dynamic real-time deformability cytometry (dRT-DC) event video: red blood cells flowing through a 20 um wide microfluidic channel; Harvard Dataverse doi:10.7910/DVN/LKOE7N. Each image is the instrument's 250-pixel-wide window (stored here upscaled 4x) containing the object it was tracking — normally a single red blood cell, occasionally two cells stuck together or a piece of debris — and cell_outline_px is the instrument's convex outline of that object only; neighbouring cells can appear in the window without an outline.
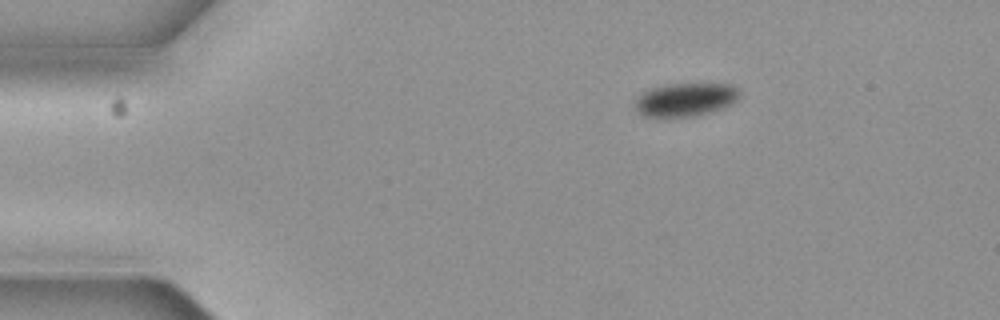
{"species": "common noctule bat (a hibernating species)", "species_latin": "Nyctalus noctula", "temperature_condition": "cold", "stored_images_in_passage": 3, "camera_frame_rate_fps": 3000, "um_per_image_px": 0.085, "animal": {"sex": "female", "body_mass_g": 19.3, "forearm_length_mm": 54.1}, "frame": {"image": 1, "passage_image": 1, "time_ms": 0.0, "image_size_px": [1000, 320], "cell_outline_px": [[740, 96], [732, 104], [724, 108], [692, 116], [644, 116], [636, 108], [636, 100], [640, 92], [648, 88], [664, 84], [700, 80], [732, 84], [740, 92]], "centroid_in_image_um": [58.32, 8.37], "position_along_channel_um": 26.7, "area_um2": 21.21}}